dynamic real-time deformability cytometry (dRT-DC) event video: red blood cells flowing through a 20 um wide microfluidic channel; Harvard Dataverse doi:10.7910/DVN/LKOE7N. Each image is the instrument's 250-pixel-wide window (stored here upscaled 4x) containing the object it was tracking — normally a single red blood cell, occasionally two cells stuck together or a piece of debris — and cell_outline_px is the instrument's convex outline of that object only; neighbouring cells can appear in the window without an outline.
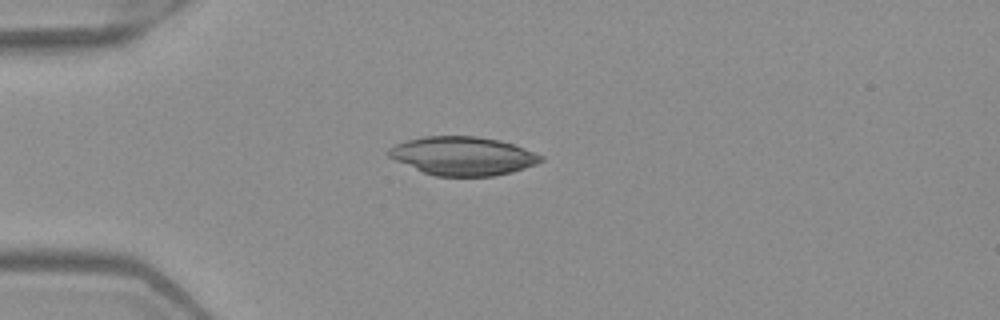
{"species": "Egyptian fruit bat (a non-hibernating species)", "species_latin": "Rousettus aegyptiacus", "temperature_condition": "warm", "stored_images_in_passage": 3, "camera_frame_rate_fps": 3000, "um_per_image_px": 0.085, "frame": {"image": 1, "passage_image": 3, "time_ms": 0.667, "image_size_px": [1000, 320], "cell_outline_px": [[544, 160], [536, 164], [512, 172], [492, 176], [436, 176], [424, 172], [396, 160], [388, 156], [388, 148], [396, 144], [408, 140], [424, 136], [476, 136], [500, 140], [524, 148], [544, 156]], "centroid_in_image_um": [39.37, 13.25], "position_along_channel_um": 45.6, "area_um2": 33.99}}